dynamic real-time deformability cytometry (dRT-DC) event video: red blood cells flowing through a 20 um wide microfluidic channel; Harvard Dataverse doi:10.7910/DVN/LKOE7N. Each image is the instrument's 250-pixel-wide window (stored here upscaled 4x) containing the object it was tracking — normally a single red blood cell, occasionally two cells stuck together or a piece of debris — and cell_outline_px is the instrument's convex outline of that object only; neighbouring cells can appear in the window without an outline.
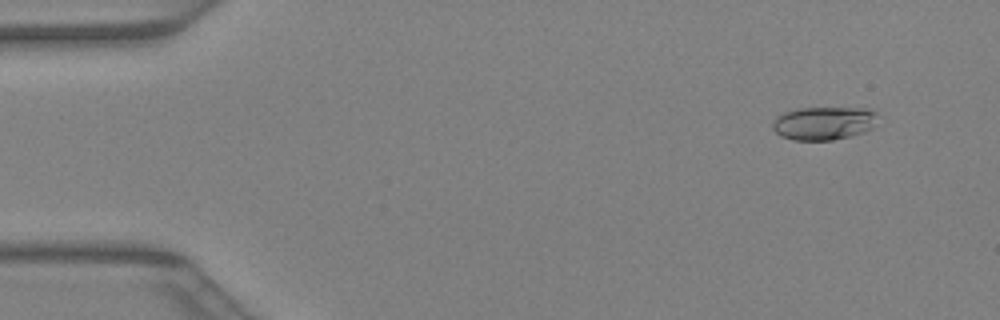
{"species": "Egyptian fruit bat (a non-hibernating species)", "species_latin": "Rousettus aegyptiacus", "temperature_condition": "warm", "stored_images_in_passage": 41, "camera_frame_rate_fps": 3000, "um_per_image_px": 0.085, "animal": {"sex": "female"}, "frame": {"image": 1, "passage_image": 4, "time_ms": 1.0, "image_size_px": [1000, 320], "cell_outline_px": [[876, 112], [872, 128], [864, 132], [832, 140], [792, 140], [780, 136], [772, 128], [772, 124], [776, 116], [784, 112], [796, 108], [868, 108]], "centroid_in_image_um": [69.96, 10.47], "position_along_channel_um": 15.0, "area_um2": 20.35}}
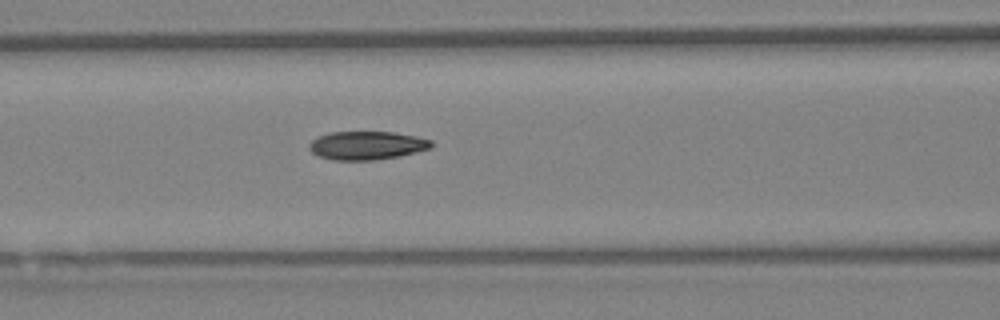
{"frame": {"image": 2, "passage_image": 18, "time_ms": 5.667, "image_size_px": [1000, 320], "cell_outline_px": [[432, 148], [400, 156], [376, 160], [332, 160], [320, 156], [312, 152], [308, 148], [308, 144], [312, 140], [320, 136], [332, 132], [392, 132], [416, 136], [432, 140]], "centroid_in_image_um": [31.2, 12.37], "position_along_channel_um": 135.4, "area_um2": 20.23}}
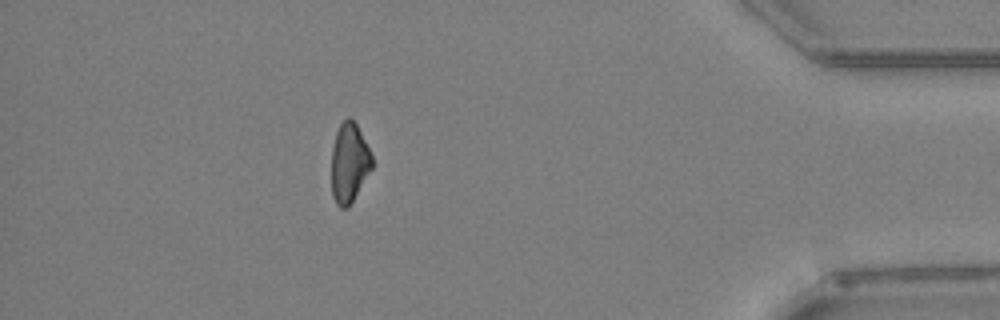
{"frame": {"image": 3, "passage_image": 37, "time_ms": 12.0, "image_size_px": [1000, 320], "cell_outline_px": [[372, 168], [348, 208], [340, 208], [336, 204], [332, 196], [332, 148], [336, 132], [340, 124], [348, 116], [356, 124], [372, 156]], "centroid_in_image_um": [29.67, 13.87], "position_along_channel_um": 405.5, "area_um2": 18.55}}